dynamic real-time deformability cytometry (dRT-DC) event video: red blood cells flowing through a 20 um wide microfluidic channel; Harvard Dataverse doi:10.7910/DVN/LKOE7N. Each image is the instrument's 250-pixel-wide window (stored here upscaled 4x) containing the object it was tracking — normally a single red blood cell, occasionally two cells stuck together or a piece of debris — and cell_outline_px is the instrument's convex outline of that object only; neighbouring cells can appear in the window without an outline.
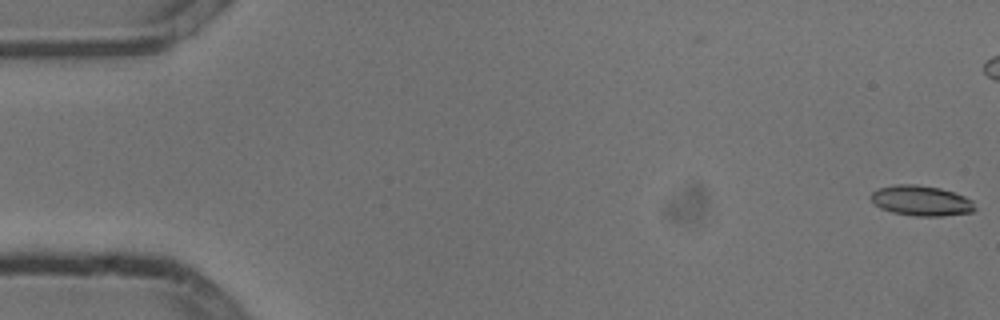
{"species": "common noctule bat (a hibernating species)", "species_latin": "Nyctalus noctula", "temperature_condition": "cold", "stored_images_in_passage": 2, "camera_frame_rate_fps": 3000, "um_per_image_px": 0.085, "animal": {"sex": "male", "body_mass_g": 13.3}, "frame": {"image": 1, "passage_image": 2, "time_ms": 0.333, "image_size_px": [1000, 320], "cell_outline_px": [[976, 208], [972, 212], [944, 216], [916, 216], [892, 212], [880, 208], [872, 204], [868, 196], [872, 192], [880, 188], [892, 184], [916, 184], [940, 188], [964, 196], [972, 200]], "centroid_in_image_um": [78.25, 17.06], "position_along_channel_um": 6.7, "area_um2": 18.55}}